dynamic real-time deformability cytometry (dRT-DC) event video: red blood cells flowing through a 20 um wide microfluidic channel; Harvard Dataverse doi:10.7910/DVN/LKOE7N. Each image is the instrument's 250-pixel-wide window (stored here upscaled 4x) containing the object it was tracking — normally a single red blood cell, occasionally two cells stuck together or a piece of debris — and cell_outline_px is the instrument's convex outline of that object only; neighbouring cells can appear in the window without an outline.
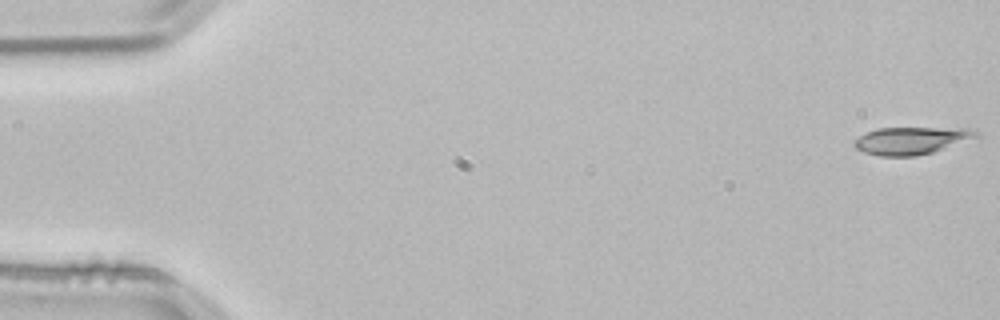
{"species": "common noctule bat (a hibernating species)", "species_latin": "Nyctalus noctula", "temperature_condition": "room temperature", "stored_images_in_passage": 16, "camera_frame_rate_fps": 3000, "um_per_image_px": 0.085, "animal": {"sex": "male", "body_mass_g": 21.5, "forearm_length_mm": 52.0}, "frame": {"image": 1, "passage_image": 1, "time_ms": 0.0, "image_size_px": [1000, 320], "cell_outline_px": [[984, 136], [980, 140], [916, 156], [880, 156], [864, 152], [856, 148], [852, 144], [860, 136], [876, 128], [976, 128]], "centroid_in_image_um": [77.69, 11.94], "position_along_channel_um": 7.3, "area_um2": 20.23}}
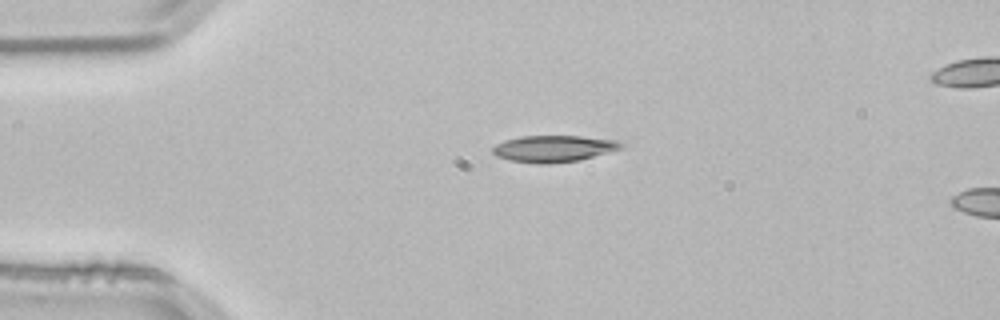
{"frame": {"image": 2, "passage_image": 12, "time_ms": 3.667, "image_size_px": [1000, 320], "cell_outline_px": [[624, 148], [580, 160], [548, 164], [536, 164], [512, 160], [496, 156], [492, 152], [492, 148], [496, 144], [504, 140], [520, 136], [580, 136], [616, 140], [624, 144]], "centroid_in_image_um": [47.07, 12.63], "position_along_channel_um": 37.9, "area_um2": 20.0}}